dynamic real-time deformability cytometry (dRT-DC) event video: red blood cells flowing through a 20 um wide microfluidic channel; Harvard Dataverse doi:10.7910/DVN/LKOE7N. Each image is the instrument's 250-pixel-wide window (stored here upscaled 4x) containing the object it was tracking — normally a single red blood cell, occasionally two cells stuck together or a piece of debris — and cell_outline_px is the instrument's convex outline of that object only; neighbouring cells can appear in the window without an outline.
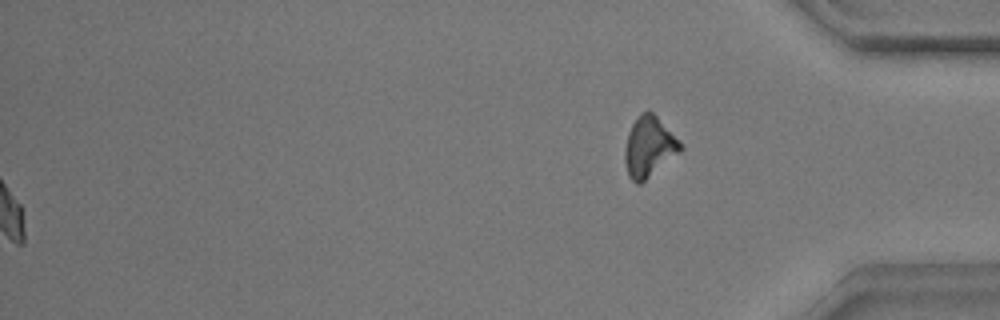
{"species": "common noctule bat (a hibernating species)", "species_latin": "Nyctalus noctula", "temperature_condition": "warm", "stored_images_in_passage": 51, "camera_frame_rate_fps": 3000, "um_per_image_px": 0.085, "animal": {"sex": "male", "body_mass_g": 17.9}, "frame": {"image": 1, "passage_image": 51, "time_ms": 16.667, "image_size_px": [1000, 320], "cell_outline_px": [[684, 148], [680, 152], [640, 184], [636, 184], [628, 176], [624, 160], [624, 148], [628, 132], [632, 124], [640, 112], [652, 112], [680, 140]], "centroid_in_image_um": [55.15, 12.49], "position_along_channel_um": 380.0, "area_um2": 19.54}, "authors_computed_cell_mechanics": {"area_um2": 14.6812, "velocity_mm_per_s": 3.5232, "shape_relaxation_time_tau1_ms": 3.1751, "shape_relaxation_time_tau2_ms": 2.3171, "deformation_change_tau1": 0.1071, "deformation_change_tau2": 0.0789}}